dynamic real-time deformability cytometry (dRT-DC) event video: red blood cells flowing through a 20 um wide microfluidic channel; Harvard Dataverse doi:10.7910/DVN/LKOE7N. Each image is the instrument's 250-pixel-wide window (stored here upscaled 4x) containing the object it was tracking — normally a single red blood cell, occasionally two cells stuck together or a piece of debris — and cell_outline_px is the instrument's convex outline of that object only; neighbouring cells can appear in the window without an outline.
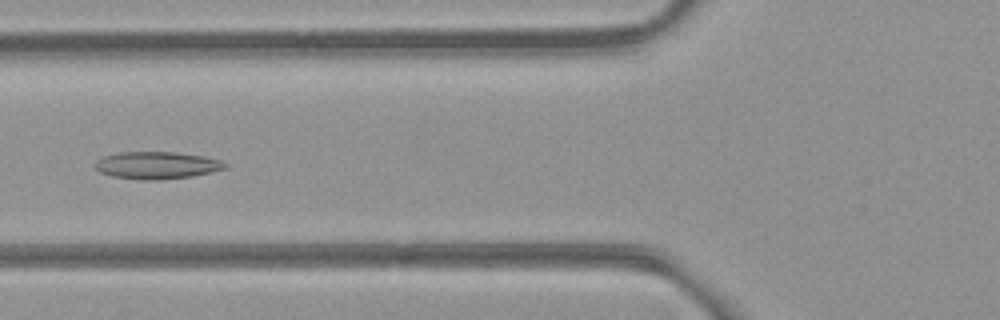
{"species": "common noctule bat (a hibernating species)", "species_latin": "Nyctalus noctula", "temperature_condition": "room temperature", "stored_images_in_passage": 54, "camera_frame_rate_fps": 3000, "um_per_image_px": 0.085, "animal": {"sex": "female", "body_mass_g": 21.9}, "frame": {"image": 1, "passage_image": 21, "time_ms": 6.667, "image_size_px": [1000, 320], "cell_outline_px": [[228, 164], [224, 168], [212, 172], [192, 176], [160, 180], [140, 180], [112, 176], [100, 172], [92, 164], [96, 160], [104, 156], [120, 152], [176, 152], [204, 156], [220, 160]], "centroid_in_image_um": [13.31, 14.05], "position_along_channel_um": 112.5, "area_um2": 20.75}}
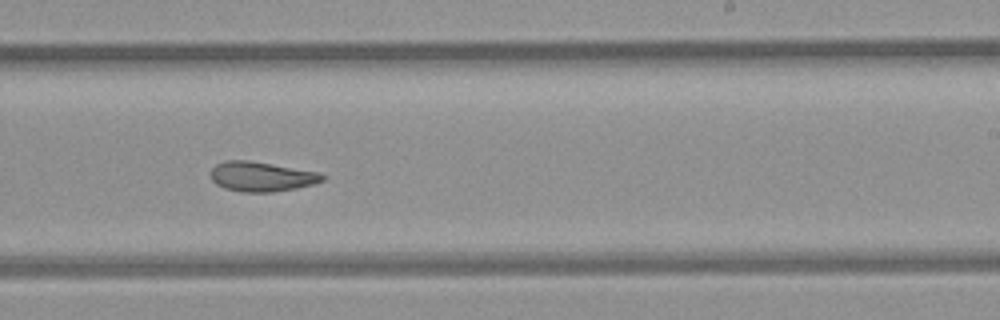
{"frame": {"image": 2, "passage_image": 33, "time_ms": 10.667, "image_size_px": [1000, 320], "cell_outline_px": [[328, 176], [324, 180], [312, 184], [296, 188], [272, 192], [240, 192], [224, 188], [216, 184], [212, 180], [212, 168], [216, 164], [228, 160], [248, 160], [320, 172]], "centroid_in_image_um": [22.25, 15.01], "position_along_channel_um": 266.7, "area_um2": 19.36}}
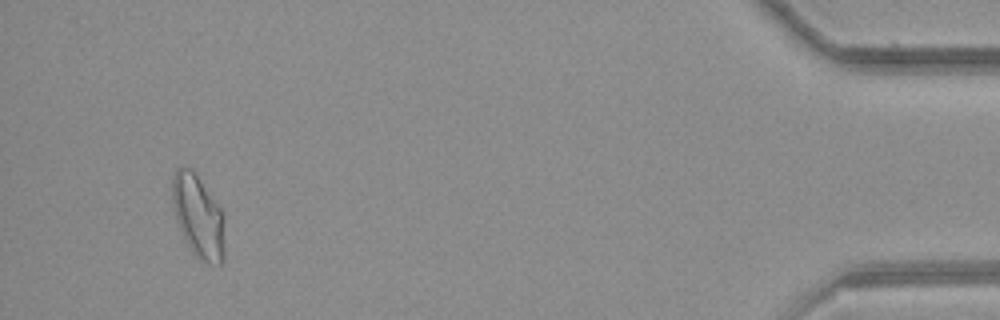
{"frame": {"image": 3, "passage_image": 51, "time_ms": 16.667, "image_size_px": [1000, 320], "cell_outline_px": [[224, 260], [220, 264], [208, 264], [200, 260], [196, 256], [180, 232], [176, 220], [172, 204], [172, 180], [176, 172], [180, 168], [192, 168], [196, 172], [224, 212]], "centroid_in_image_um": [16.87, 18.4], "position_along_channel_um": 418.3, "area_um2": 25.61}, "authors_computed_cell_mechanics": {"area_um2": 21.9929, "velocity_mm_per_s": 3.8594, "shape_relaxation_time_tau1_ms": null, "shape_relaxation_time_tau2_ms": 3.8651, "deformation_change_tau1": null, "deformation_change_tau2": 0.1087}}